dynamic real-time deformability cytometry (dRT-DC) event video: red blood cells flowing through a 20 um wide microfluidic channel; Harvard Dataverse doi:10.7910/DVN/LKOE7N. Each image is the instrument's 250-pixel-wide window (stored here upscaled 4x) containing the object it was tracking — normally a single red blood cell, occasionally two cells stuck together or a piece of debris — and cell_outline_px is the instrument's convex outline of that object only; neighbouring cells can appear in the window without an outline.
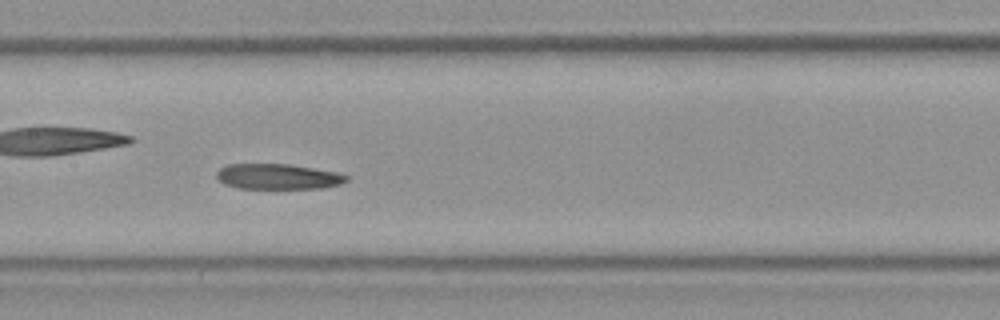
{"species": "Egyptian fruit bat (a non-hibernating species)", "species_latin": "Rousettus aegyptiacus", "temperature_condition": "room temperature", "stored_images_in_passage": 27, "camera_frame_rate_fps": 3000, "um_per_image_px": 0.085, "frame": {"image": 1, "passage_image": 8, "time_ms": 2.333, "image_size_px": [1000, 320], "cell_outline_px": [[348, 180], [340, 184], [320, 188], [240, 188], [224, 184], [216, 176], [216, 172], [220, 168], [228, 164], [288, 164], [336, 172], [348, 176]], "centroid_in_image_um": [23.6, 15.0], "position_along_channel_um": 183.8, "area_um2": 19.02}}